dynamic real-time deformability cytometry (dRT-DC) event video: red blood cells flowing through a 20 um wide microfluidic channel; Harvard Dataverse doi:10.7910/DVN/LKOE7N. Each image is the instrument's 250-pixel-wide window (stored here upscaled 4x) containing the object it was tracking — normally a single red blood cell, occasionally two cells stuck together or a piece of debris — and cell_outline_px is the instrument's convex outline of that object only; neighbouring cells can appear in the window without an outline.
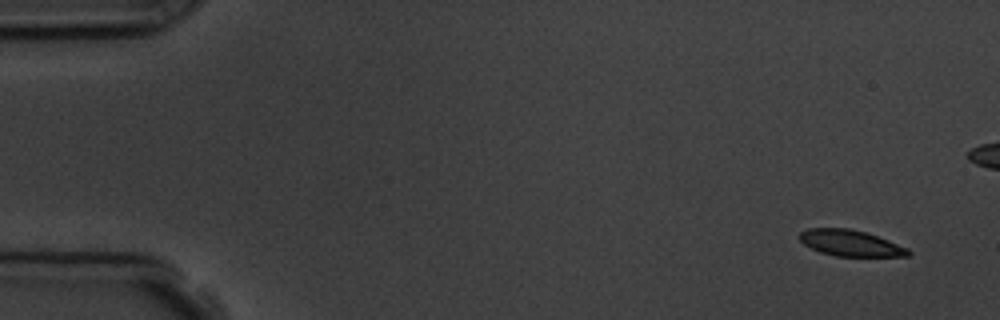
{"species": "common noctule bat (a hibernating species)", "species_latin": "Nyctalus noctula", "temperature_condition": "room temperature", "stored_images_in_passage": 5, "camera_frame_rate_fps": 3000, "um_per_image_px": 0.085, "animal": {"sex": "male", "body_mass_g": 19.5, "forearm_length_mm": 54.6}, "frame": {"image": 1, "passage_image": 1, "time_ms": 0.0, "image_size_px": [1000, 320], "cell_outline_px": [[912, 252], [908, 256], [836, 256], [820, 252], [804, 244], [796, 236], [800, 232], [808, 228], [848, 228], [864, 232], [888, 240], [908, 248]], "centroid_in_image_um": [72.26, 20.66], "position_along_channel_um": 12.7, "area_um2": 16.47}}